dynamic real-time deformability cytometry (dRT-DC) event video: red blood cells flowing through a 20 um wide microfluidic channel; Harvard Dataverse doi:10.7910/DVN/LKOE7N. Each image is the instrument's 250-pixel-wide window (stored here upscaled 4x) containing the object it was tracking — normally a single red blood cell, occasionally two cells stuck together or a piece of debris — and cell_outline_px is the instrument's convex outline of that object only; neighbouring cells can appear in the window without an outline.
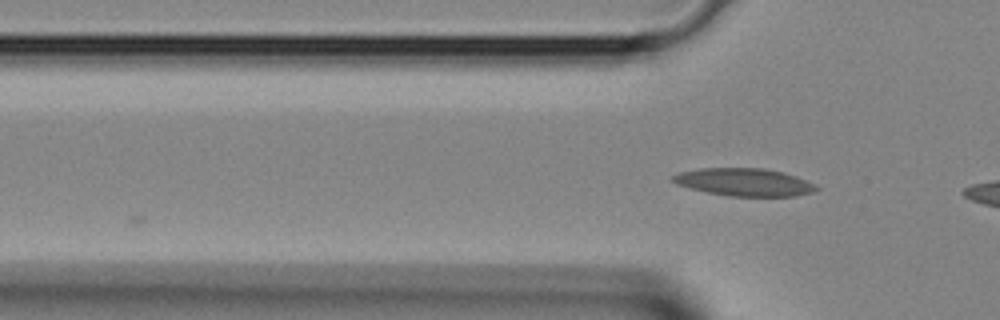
{"species": "Egyptian fruit bat (a non-hibernating species)", "species_latin": "Rousettus aegyptiacus", "temperature_condition": "room temperature", "stored_images_in_passage": 9, "camera_frame_rate_fps": 3000, "um_per_image_px": 0.085, "animal": {"sex": "female"}, "frame": {"image": 1, "passage_image": 9, "time_ms": 2.667, "image_size_px": [1000, 320], "cell_outline_px": [[820, 188], [812, 192], [796, 196], [728, 196], [708, 192], [676, 184], [668, 180], [668, 176], [676, 172], [700, 168], [764, 168], [784, 172], [796, 176]], "centroid_in_image_um": [63.17, 15.47], "position_along_channel_um": 62.6, "area_um2": 23.29}}